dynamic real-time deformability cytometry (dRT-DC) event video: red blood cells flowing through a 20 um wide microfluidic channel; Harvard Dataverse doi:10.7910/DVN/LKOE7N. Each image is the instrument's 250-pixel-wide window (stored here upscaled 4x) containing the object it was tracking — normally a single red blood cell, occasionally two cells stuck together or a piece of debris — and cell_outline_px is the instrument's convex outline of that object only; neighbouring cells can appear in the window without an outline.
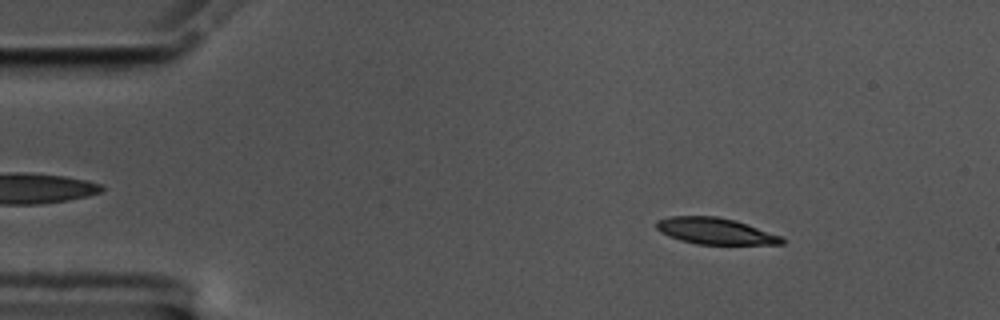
{"species": "common noctule bat (a hibernating species)", "species_latin": "Nyctalus noctula", "temperature_condition": "cold", "stored_images_in_passage": 51, "camera_frame_rate_fps": 3000, "um_per_image_px": 0.085, "animal": {"sex": "male", "body_mass_g": 17.5, "forearm_length_mm": 52.3}, "frame": {"image": 1, "passage_image": 2, "time_ms": 0.333, "image_size_px": [1000, 320], "cell_outline_px": [[784, 244], [696, 244], [680, 240], [668, 236], [660, 232], [656, 228], [656, 220], [668, 216], [716, 216], [736, 220], [748, 224], [780, 236], [784, 240]], "centroid_in_image_um": [60.74, 19.63], "position_along_channel_um": 24.3, "area_um2": 19.31}}
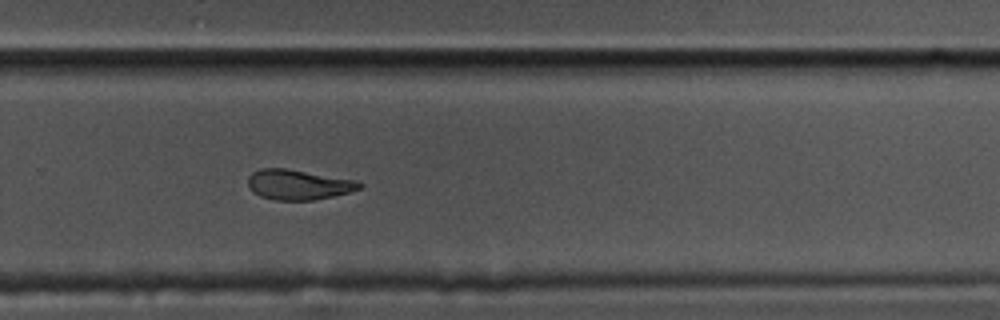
{"frame": {"image": 2, "passage_image": 32, "time_ms": 10.333, "image_size_px": [1000, 320], "cell_outline_px": [[364, 184], [360, 188], [352, 192], [312, 200], [276, 200], [260, 196], [252, 192], [248, 188], [248, 176], [252, 172], [260, 168], [288, 168], [356, 180]], "centroid_in_image_um": [25.34, 15.68], "position_along_channel_um": 304.5, "area_um2": 19.77}}
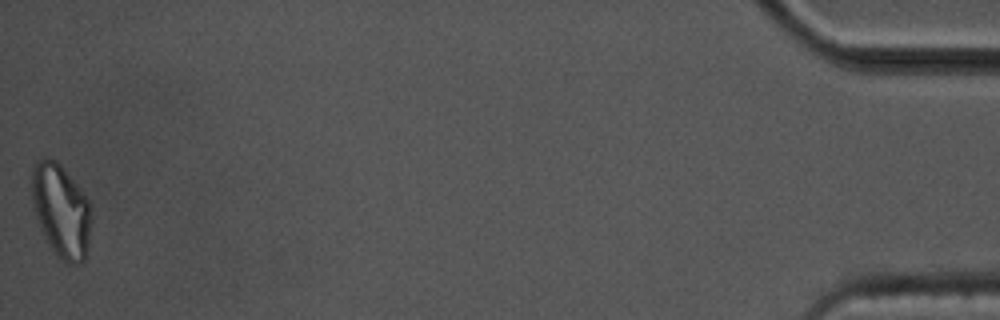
{"frame": {"image": 3, "passage_image": 51, "time_ms": 16.667, "image_size_px": [1000, 320], "cell_outline_px": [[92, 220], [88, 248], [84, 264], [68, 264], [56, 256], [44, 236], [40, 228], [36, 216], [32, 200], [32, 164], [40, 156], [48, 156], [56, 160], [60, 164], [80, 188], [88, 200], [92, 212]], "centroid_in_image_um": [5.2, 17.9], "position_along_channel_um": 430.0, "area_um2": 33.0}, "authors_computed_cell_mechanics": {"area_um2": 20.519, "velocity_mm_per_s": 3.5033, "shape_relaxation_time_tau1_ms": 4.8389, "shape_relaxation_time_tau2_ms": 3.6217, "deformation_change_tau1": 0.1631, "deformation_change_tau2": 0.111}}